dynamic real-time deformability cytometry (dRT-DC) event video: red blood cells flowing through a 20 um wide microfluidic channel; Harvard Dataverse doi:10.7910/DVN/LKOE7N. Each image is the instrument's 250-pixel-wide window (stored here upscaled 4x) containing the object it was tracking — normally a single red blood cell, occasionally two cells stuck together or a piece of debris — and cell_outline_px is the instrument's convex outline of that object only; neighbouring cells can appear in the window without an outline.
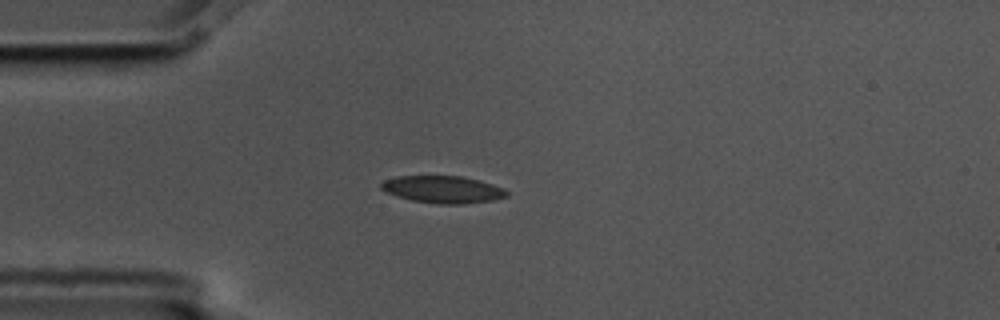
{"species": "common noctule bat (a hibernating species)", "species_latin": "Nyctalus noctula", "temperature_condition": "cold", "stored_images_in_passage": 3, "camera_frame_rate_fps": 3000, "um_per_image_px": 0.085, "animal": {"sex": "male", "body_mass_g": 17.5, "forearm_length_mm": 52.3}, "frame": {"image": 1, "passage_image": 3, "time_ms": 0.667, "image_size_px": [1000, 320], "cell_outline_px": [[508, 196], [492, 200], [464, 204], [440, 204], [412, 200], [396, 196], [380, 188], [380, 184], [384, 180], [396, 176], [460, 176], [480, 180], [504, 188], [508, 192]], "centroid_in_image_um": [37.65, 16.1], "position_along_channel_um": 47.4, "area_um2": 19.88}}